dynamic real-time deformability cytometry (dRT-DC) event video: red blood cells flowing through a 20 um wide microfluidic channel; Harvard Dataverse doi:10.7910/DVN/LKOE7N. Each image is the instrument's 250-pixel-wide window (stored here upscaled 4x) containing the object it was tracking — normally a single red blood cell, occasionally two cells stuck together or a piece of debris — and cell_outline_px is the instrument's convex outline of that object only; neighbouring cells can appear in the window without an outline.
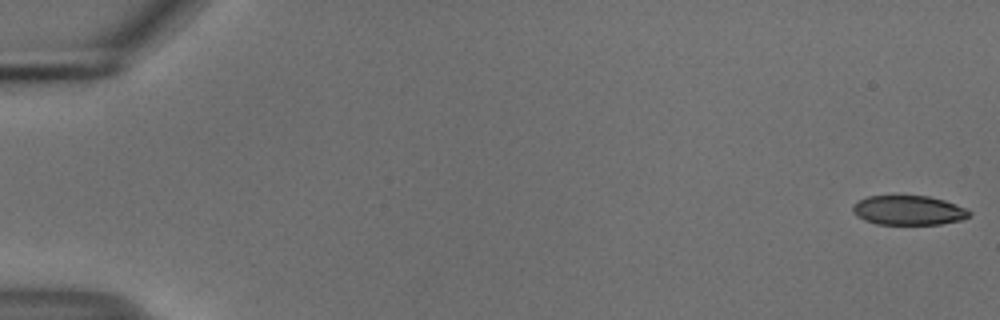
{"species": "common noctule bat (a hibernating species)", "species_latin": "Nyctalus noctula", "temperature_condition": "cold", "stored_images_in_passage": 51, "camera_frame_rate_fps": 3000, "um_per_image_px": 0.085, "animal": {"sex": "male", "body_mass_g": 18.8}, "frame": {"image": 1, "passage_image": 1, "time_ms": 0.0, "image_size_px": [1000, 320], "cell_outline_px": [[972, 212], [968, 216], [960, 220], [940, 224], [876, 224], [864, 220], [856, 216], [852, 212], [852, 204], [868, 196], [928, 196], [944, 200], [968, 208]], "centroid_in_image_um": [77.21, 17.87], "position_along_channel_um": 7.8, "area_um2": 20.06}}
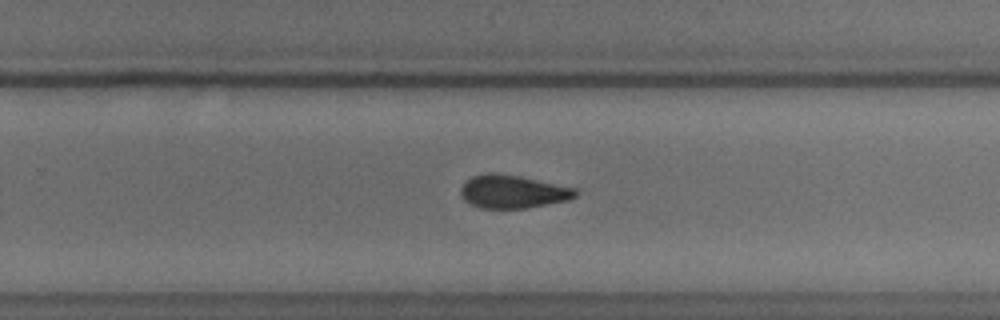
{"frame": {"image": 2, "passage_image": 36, "time_ms": 11.667, "image_size_px": [1000, 320], "cell_outline_px": [[580, 192], [576, 196], [568, 200], [524, 208], [480, 208], [468, 204], [464, 200], [460, 192], [460, 188], [472, 176], [488, 172], [496, 172], [520, 176], [576, 188]], "centroid_in_image_um": [43.57, 16.28], "position_along_channel_um": 286.2, "area_um2": 22.25}}
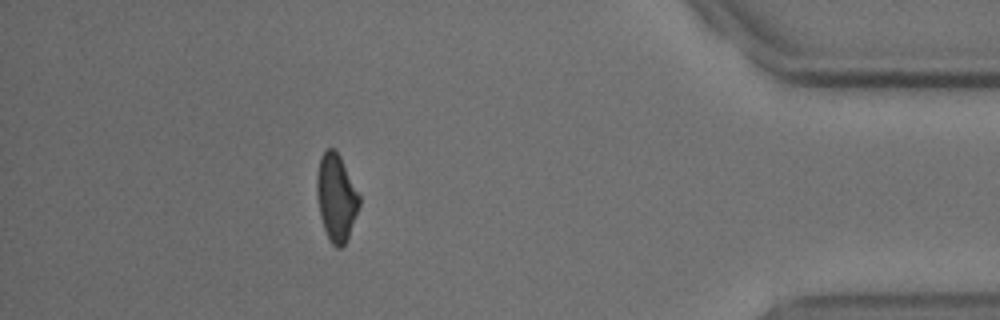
{"frame": {"image": 3, "passage_image": 49, "time_ms": 16.0, "image_size_px": [1000, 320], "cell_outline_px": [[360, 204], [348, 240], [340, 248], [336, 248], [332, 244], [324, 228], [320, 216], [316, 192], [316, 176], [320, 156], [328, 148], [332, 148], [340, 156], [360, 196]], "centroid_in_image_um": [28.58, 16.81], "position_along_channel_um": 406.6, "area_um2": 21.5}}